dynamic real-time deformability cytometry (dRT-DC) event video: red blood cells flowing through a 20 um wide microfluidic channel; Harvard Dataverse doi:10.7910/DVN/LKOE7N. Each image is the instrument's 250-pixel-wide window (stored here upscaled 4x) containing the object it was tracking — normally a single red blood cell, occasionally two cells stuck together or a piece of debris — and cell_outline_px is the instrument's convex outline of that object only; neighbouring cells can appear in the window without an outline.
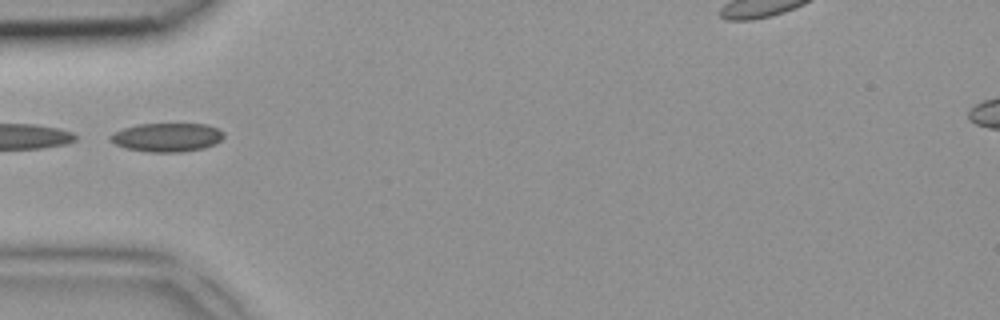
{"species": "common noctule bat (a hibernating species)", "species_latin": "Nyctalus noctula", "temperature_condition": "room temperature", "stored_images_in_passage": 1, "camera_frame_rate_fps": 3000, "um_per_image_px": 0.085, "animal": {"sex": "female", "body_mass_g": 18.4}, "frame": {"image": 1, "passage_image": 1, "time_ms": 0.0, "image_size_px": [1000, 320], "cell_outline_px": [[224, 136], [216, 144], [204, 148], [180, 152], [148, 152], [124, 148], [108, 140], [108, 136], [112, 132], [136, 124], [208, 124], [220, 128], [224, 132]], "centroid_in_image_um": [14.19, 11.67], "position_along_channel_um": 70.8, "area_um2": 19.31}}